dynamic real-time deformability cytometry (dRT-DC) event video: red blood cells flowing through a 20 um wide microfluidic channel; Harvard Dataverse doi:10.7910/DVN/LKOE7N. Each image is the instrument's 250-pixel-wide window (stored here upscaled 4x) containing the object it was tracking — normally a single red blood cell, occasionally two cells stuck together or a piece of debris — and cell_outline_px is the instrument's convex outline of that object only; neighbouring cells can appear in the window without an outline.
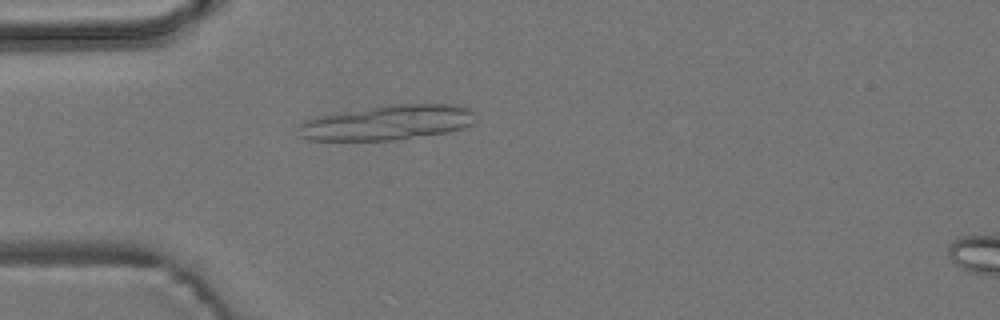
{"species": "common noctule bat (a hibernating species)", "species_latin": "Nyctalus noctula", "temperature_condition": "room temperature", "stored_images_in_passage": 22, "camera_frame_rate_fps": 3000, "um_per_image_px": 0.085, "animal": {"sex": "male", "body_mass_g": 19.2, "forearm_length_mm": 51.8}, "frame": {"image": 1, "passage_image": 7, "time_ms": 2.0, "image_size_px": [1000, 320], "cell_outline_px": [[476, 120], [472, 124], [464, 128], [448, 132], [392, 140], [308, 140], [296, 136], [300, 124], [304, 120], [320, 116], [396, 104], [460, 104], [472, 108], [476, 116]], "centroid_in_image_um": [33.0, 10.42], "position_along_channel_um": 52.0, "area_um2": 35.95}}